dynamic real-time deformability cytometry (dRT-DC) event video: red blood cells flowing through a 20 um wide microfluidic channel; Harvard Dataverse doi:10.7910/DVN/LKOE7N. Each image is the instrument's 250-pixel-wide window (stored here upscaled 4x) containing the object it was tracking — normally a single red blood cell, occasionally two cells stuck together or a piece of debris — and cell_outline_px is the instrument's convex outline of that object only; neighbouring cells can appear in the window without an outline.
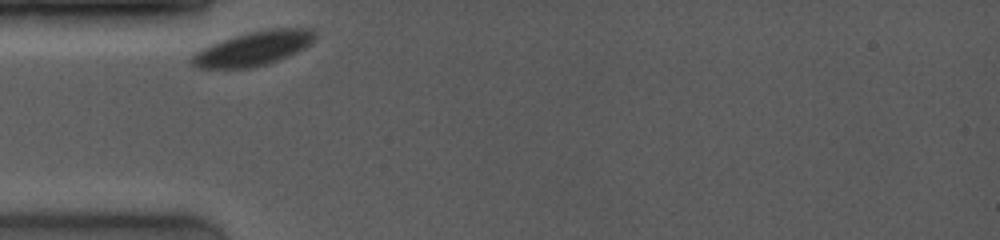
{"species": "common noctule bat (a hibernating species)", "species_latin": "Nyctalus noctula", "temperature_condition": "room temperature", "stored_images_in_passage": 46, "camera_frame_rate_fps": 4000, "um_per_image_px": 0.085, "animal": {"sex": "female", "body_mass_g": 19.0, "forearm_length_mm": 53.3}, "frame": {"image": 1, "passage_image": 1, "time_ms": 0.0, "image_size_px": [1000, 240], "cell_outline_px": [[316, 36], [304, 48], [296, 52], [268, 64], [252, 68], [196, 68], [188, 60], [200, 48], [248, 32], [268, 28], [312, 28], [316, 32]], "centroid_in_image_um": [21.52, 4.12], "position_along_channel_um": 63.5, "area_um2": 24.45}}
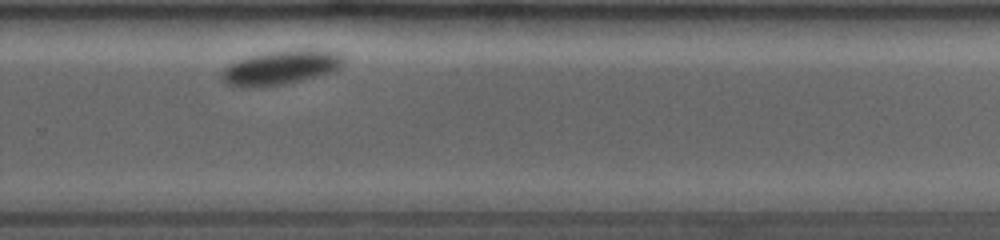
{"frame": {"image": 2, "passage_image": 33, "time_ms": 7.0, "image_size_px": [1000, 240], "cell_outline_px": [[344, 60], [336, 68], [328, 72], [316, 76], [284, 84], [240, 88], [228, 84], [220, 76], [220, 72], [228, 64], [252, 56], [268, 52], [296, 48], [308, 48], [340, 52], [344, 56]], "centroid_in_image_um": [23.85, 5.71], "position_along_channel_um": 305.9, "area_um2": 24.1}}
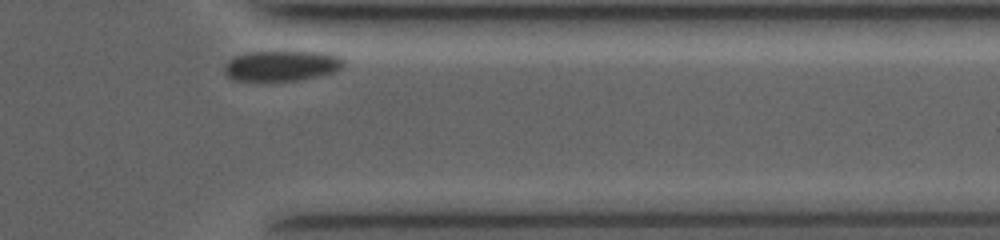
{"frame": {"image": 3, "passage_image": 44, "time_ms": 9.25, "image_size_px": [1000, 240], "cell_outline_px": [[344, 64], [340, 68], [332, 72], [300, 80], [232, 80], [224, 72], [224, 64], [228, 60], [236, 56], [252, 52], [328, 52], [344, 60]], "centroid_in_image_um": [23.91, 5.58], "position_along_channel_um": 387.5, "area_um2": 20.81}}